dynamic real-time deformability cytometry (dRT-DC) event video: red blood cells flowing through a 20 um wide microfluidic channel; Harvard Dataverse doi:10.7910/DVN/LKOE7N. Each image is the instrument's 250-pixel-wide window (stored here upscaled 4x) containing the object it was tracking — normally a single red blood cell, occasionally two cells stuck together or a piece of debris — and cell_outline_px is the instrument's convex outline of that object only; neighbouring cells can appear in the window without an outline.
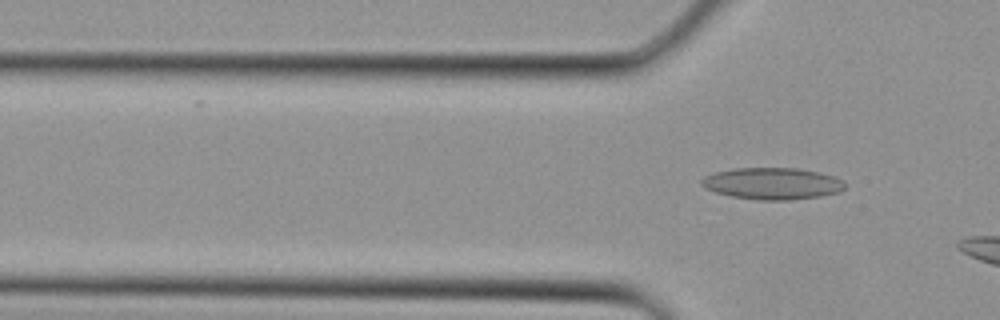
{"species": "Egyptian fruit bat (a non-hibernating species)", "species_latin": "Rousettus aegyptiacus", "temperature_condition": "cold", "stored_images_in_passage": 4, "camera_frame_rate_fps": 3000, "um_per_image_px": 0.085, "animal": {"sex": "female"}, "frame": {"image": 1, "passage_image": 4, "time_ms": 1.0, "image_size_px": [1000, 320], "cell_outline_px": [[844, 188], [840, 192], [820, 196], [792, 200], [756, 200], [732, 196], [716, 192], [704, 188], [700, 184], [700, 180], [704, 176], [716, 172], [732, 168], [796, 168], [820, 172], [844, 180]], "centroid_in_image_um": [65.64, 15.6], "position_along_channel_um": 60.2, "area_um2": 26.65}}